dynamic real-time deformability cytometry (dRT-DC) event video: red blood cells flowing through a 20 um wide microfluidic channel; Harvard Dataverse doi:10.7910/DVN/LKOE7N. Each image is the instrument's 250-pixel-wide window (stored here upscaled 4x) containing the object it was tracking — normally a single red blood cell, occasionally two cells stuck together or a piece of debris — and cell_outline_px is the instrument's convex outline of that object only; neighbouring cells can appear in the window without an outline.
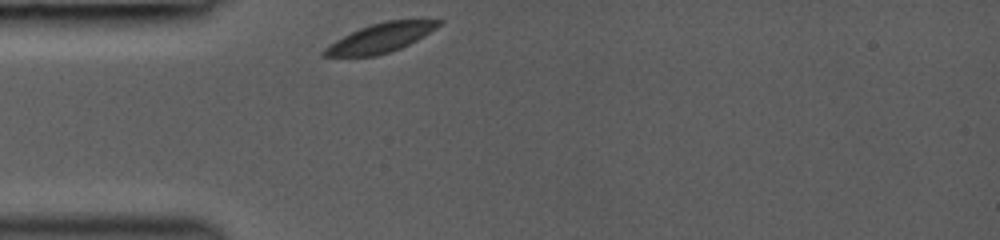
{"species": "common noctule bat (a hibernating species)", "species_latin": "Nyctalus noctula", "temperature_condition": "room temperature", "stored_images_in_passage": 28, "camera_frame_rate_fps": 3000, "um_per_image_px": 0.085, "animal": {"sex": "female", "body_mass_g": 19.0, "forearm_length_mm": 53.3}, "frame": {"image": 1, "passage_image": 1, "time_ms": 0.0, "image_size_px": [1000, 240], "cell_outline_px": [[444, 20], [436, 28], [424, 36], [400, 48], [376, 56], [320, 56], [320, 52], [324, 48], [336, 40], [360, 28], [372, 24], [388, 20]], "centroid_in_image_um": [32.32, 3.23], "position_along_channel_um": 52.7, "area_um2": 19.07}}
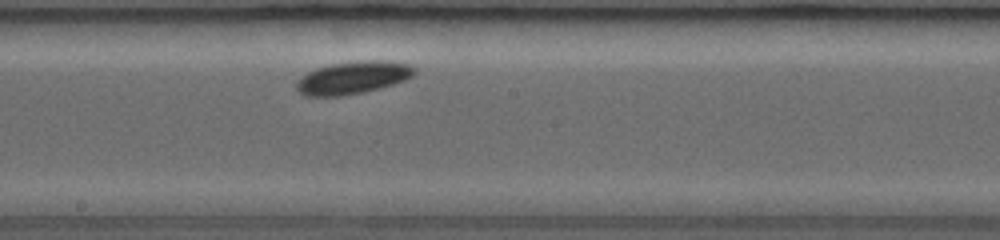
{"frame": {"image": 2, "passage_image": 14, "time_ms": 4.333, "image_size_px": [1000, 240], "cell_outline_px": [[416, 72], [412, 76], [404, 80], [392, 84], [360, 92], [340, 96], [304, 96], [296, 88], [296, 80], [308, 72], [316, 68], [332, 64], [368, 60], [372, 60], [408, 64], [416, 68]], "centroid_in_image_um": [29.95, 6.6], "position_along_channel_um": 218.3, "area_um2": 21.91}}
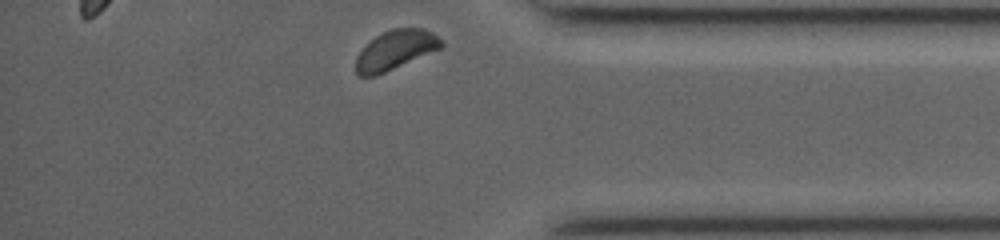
{"frame": {"image": 3, "passage_image": 28, "time_ms": 9.0, "image_size_px": [1000, 240], "cell_outline_px": [[444, 44], [440, 48], [376, 76], [356, 76], [356, 56], [376, 36], [392, 28], [424, 28], [432, 32]], "centroid_in_image_um": [33.59, 4.25], "position_along_channel_um": 401.6, "area_um2": 19.13}, "authors_computed_cell_mechanics": {"area_um2": 20.808, "velocity_mm_per_s": 4.0261, "shape_relaxation_time_tau1_ms": 1.9756, "shape_relaxation_time_tau2_ms": null, "deformation_change_tau1": 0.0496, "deformation_change_tau2": null}}